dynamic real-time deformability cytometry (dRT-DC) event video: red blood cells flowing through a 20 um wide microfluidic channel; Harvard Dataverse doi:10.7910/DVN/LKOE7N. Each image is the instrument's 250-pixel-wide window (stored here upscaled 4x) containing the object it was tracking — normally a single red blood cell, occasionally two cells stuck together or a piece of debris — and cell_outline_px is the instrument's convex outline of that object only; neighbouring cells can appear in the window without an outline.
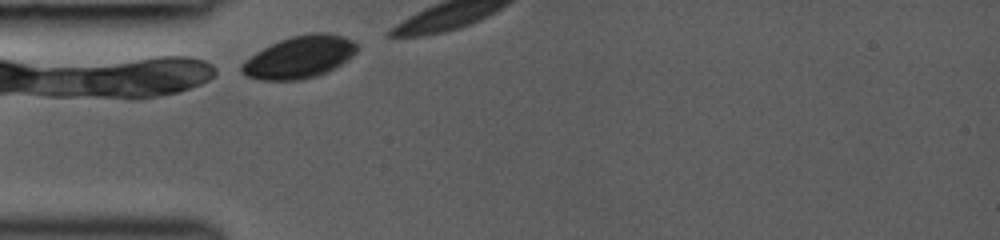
{"species": "common noctule bat (a hibernating species)", "species_latin": "Nyctalus noctula", "temperature_condition": "room temperature", "stored_images_in_passage": 3, "camera_frame_rate_fps": 3000, "um_per_image_px": 0.085, "animal": {"sex": "female", "body_mass_g": 19.0, "forearm_length_mm": 53.3}, "frame": {"image": 1, "passage_image": 1, "time_ms": 0.0, "image_size_px": [1000, 240], "cell_outline_px": [[360, 48], [348, 60], [328, 72], [316, 76], [300, 80], [260, 80], [248, 76], [240, 72], [240, 64], [256, 52], [280, 40], [292, 36], [312, 32], [328, 32], [344, 36], [352, 40]], "centroid_in_image_um": [25.48, 4.85], "position_along_channel_um": 59.5, "area_um2": 28.55}}